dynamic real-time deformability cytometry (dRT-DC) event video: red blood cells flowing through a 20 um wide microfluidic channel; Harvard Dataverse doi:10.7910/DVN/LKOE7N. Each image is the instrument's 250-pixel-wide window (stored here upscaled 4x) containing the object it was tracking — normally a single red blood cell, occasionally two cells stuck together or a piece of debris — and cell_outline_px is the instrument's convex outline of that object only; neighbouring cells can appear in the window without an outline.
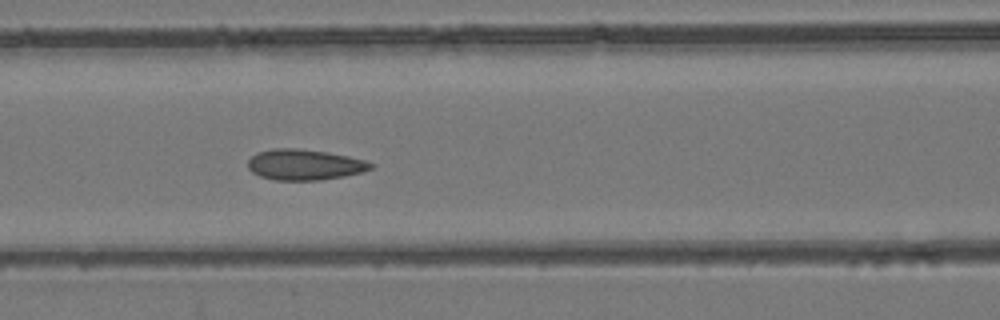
{"species": "common noctule bat (a hibernating species)", "species_latin": "Nyctalus noctula", "temperature_condition": "room temperature", "stored_images_in_passage": 8, "camera_frame_rate_fps": 3000, "um_per_image_px": 0.085, "animal": {"sex": "female", "body_mass_g": 24.6, "forearm_length_mm": 56.2}, "frame": {"image": 1, "passage_image": 8, "time_ms": 7.667, "image_size_px": [1000, 320], "cell_outline_px": [[376, 164], [372, 168], [360, 172], [344, 176], [320, 180], [276, 180], [260, 176], [252, 172], [248, 168], [248, 160], [256, 152], [272, 148], [296, 148], [328, 152], [348, 156], [364, 160]], "centroid_in_image_um": [25.87, 13.99], "position_along_channel_um": 140.7, "area_um2": 22.02}}